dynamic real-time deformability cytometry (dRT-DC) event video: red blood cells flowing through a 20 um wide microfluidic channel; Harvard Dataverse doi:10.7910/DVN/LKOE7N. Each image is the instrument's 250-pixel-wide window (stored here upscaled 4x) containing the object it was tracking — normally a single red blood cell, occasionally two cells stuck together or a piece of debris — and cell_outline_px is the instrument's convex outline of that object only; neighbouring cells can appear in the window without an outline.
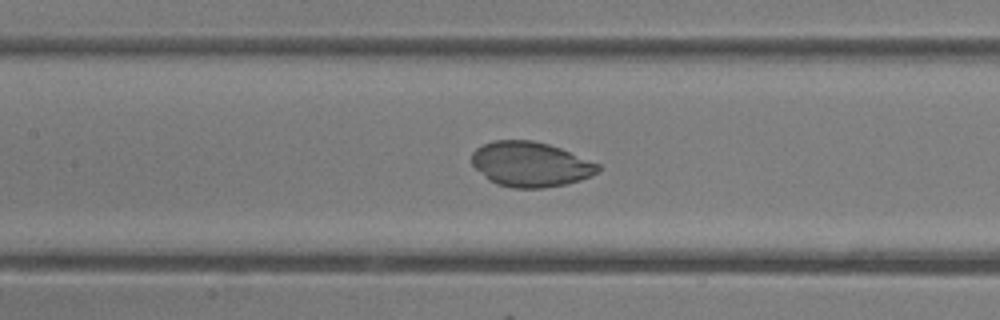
{"species": "common noctule bat (a hibernating species)", "species_latin": "Nyctalus noctula", "temperature_condition": "room temperature", "stored_images_in_passage": 41, "camera_frame_rate_fps": 3000, "um_per_image_px": 0.085, "animal": {"sex": "female"}, "frame": {"image": 1, "passage_image": 19, "time_ms": 6.0, "image_size_px": [1000, 320], "cell_outline_px": [[600, 168], [592, 176], [580, 180], [564, 184], [544, 188], [512, 188], [496, 184], [488, 180], [472, 164], [472, 152], [476, 148], [492, 140], [532, 140], [548, 144], [560, 148], [600, 164]], "centroid_in_image_um": [45.07, 13.96], "position_along_channel_um": 162.3, "area_um2": 33.06}}
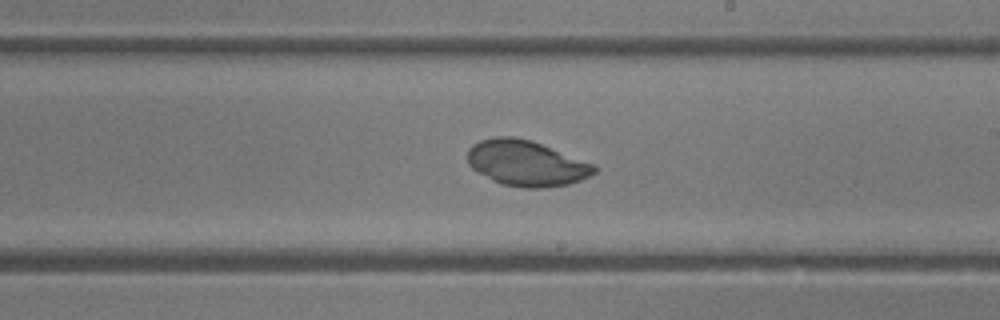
{"frame": {"image": 2, "passage_image": 24, "time_ms": 7.667, "image_size_px": [1000, 320], "cell_outline_px": [[596, 172], [580, 180], [568, 184], [544, 188], [524, 188], [504, 184], [492, 180], [476, 172], [468, 164], [468, 148], [472, 144], [480, 140], [496, 136], [512, 136], [532, 140], [596, 164]], "centroid_in_image_um": [44.73, 13.86], "position_along_channel_um": 244.3, "area_um2": 33.93}}
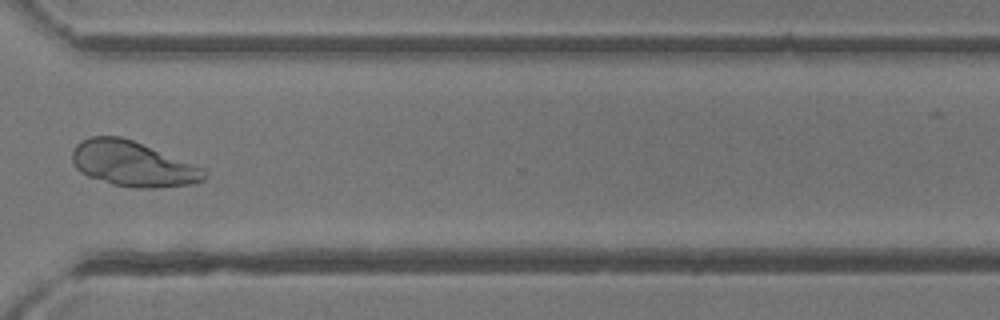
{"frame": {"image": 3, "passage_image": 31, "time_ms": 10.0, "image_size_px": [1000, 320], "cell_outline_px": [[208, 176], [204, 180], [196, 184], [156, 188], [136, 188], [112, 184], [88, 176], [80, 172], [76, 168], [72, 160], [72, 152], [76, 144], [80, 140], [92, 136], [120, 136], [132, 140], [208, 168]], "centroid_in_image_um": [11.36, 13.94], "position_along_channel_um": 359.2, "area_um2": 35.37}}